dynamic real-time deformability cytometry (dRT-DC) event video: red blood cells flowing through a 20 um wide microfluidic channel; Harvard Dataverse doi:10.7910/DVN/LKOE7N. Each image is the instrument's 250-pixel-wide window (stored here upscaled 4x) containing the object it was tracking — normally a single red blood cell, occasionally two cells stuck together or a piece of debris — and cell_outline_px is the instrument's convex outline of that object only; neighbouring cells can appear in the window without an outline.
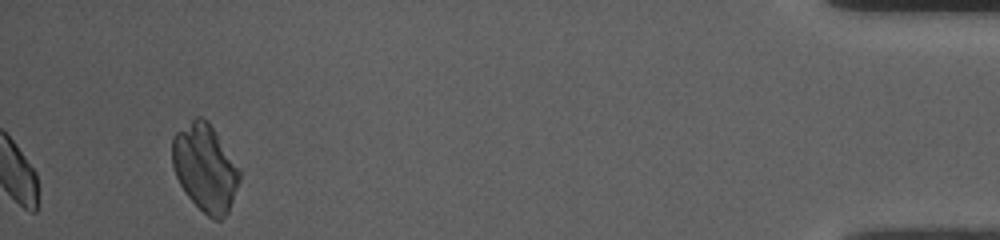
{"species": "common noctule bat (a hibernating species)", "species_latin": "Nyctalus noctula", "temperature_condition": "room temperature", "stored_images_in_passage": 41, "camera_frame_rate_fps": 3000, "um_per_image_px": 0.085, "animal": {"sex": "female", "body_mass_g": 10.0, "forearm_length_mm": 53.1}, "frame": {"image": 1, "passage_image": 41, "time_ms": 13.333, "image_size_px": [1000, 240], "cell_outline_px": [[240, 180], [228, 212], [220, 220], [212, 220], [184, 192], [176, 176], [172, 164], [172, 136], [176, 132], [196, 116], [200, 116], [208, 120], [240, 168]], "centroid_in_image_um": [17.43, 14.24], "position_along_channel_um": 417.8, "area_um2": 34.16}}